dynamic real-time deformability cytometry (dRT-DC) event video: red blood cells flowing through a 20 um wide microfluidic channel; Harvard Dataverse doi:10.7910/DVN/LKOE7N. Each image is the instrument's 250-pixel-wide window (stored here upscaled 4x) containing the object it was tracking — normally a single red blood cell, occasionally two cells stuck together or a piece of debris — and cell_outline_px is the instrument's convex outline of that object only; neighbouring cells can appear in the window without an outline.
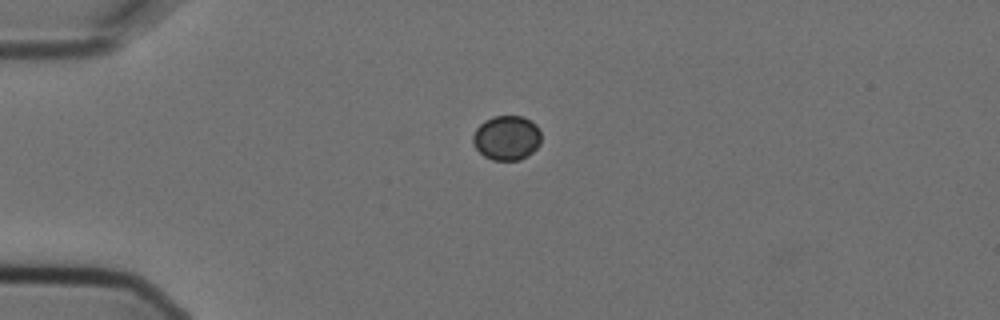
{"species": "Egyptian fruit bat (a non-hibernating species)", "species_latin": "Rousettus aegyptiacus", "temperature_condition": "cold", "stored_images_in_passage": 1, "camera_frame_rate_fps": 3000, "um_per_image_px": 0.085, "animal": {"sex": "female"}, "frame": {"image": 1, "passage_image": 1, "time_ms": 0.0, "image_size_px": [1000, 320], "cell_outline_px": [[540, 144], [528, 156], [520, 160], [492, 160], [484, 156], [472, 144], [472, 136], [476, 128], [484, 120], [492, 116], [524, 116], [536, 124], [540, 132]], "centroid_in_image_um": [43.05, 11.71], "position_along_channel_um": 41.9, "area_um2": 17.92}}